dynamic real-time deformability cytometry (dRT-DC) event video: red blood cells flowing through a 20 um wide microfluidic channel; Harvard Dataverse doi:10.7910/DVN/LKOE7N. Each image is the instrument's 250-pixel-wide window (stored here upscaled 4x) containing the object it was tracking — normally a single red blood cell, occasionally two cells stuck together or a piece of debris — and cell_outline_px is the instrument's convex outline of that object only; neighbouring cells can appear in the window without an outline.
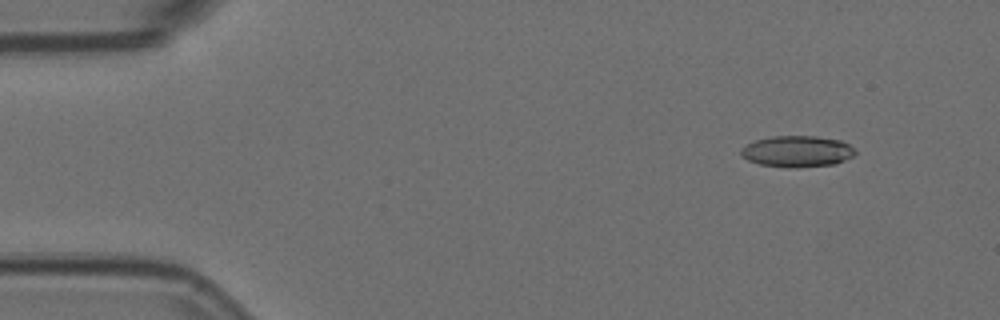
{"species": "Egyptian fruit bat (a non-hibernating species)", "species_latin": "Rousettus aegyptiacus", "temperature_condition": "room temperature", "stored_images_in_passage": 5, "segment_of_instrument_passage": [1, 2], "camera_frame_rate_fps": 3000, "um_per_image_px": 0.085, "animal": {"sex": "female"}, "frame": {"image": 1, "passage_image": 1, "time_ms": 0.0, "image_size_px": [1000, 320], "cell_outline_px": [[856, 152], [852, 156], [836, 164], [796, 168], [788, 168], [760, 164], [748, 160], [740, 156], [740, 148], [756, 140], [772, 136], [816, 136], [840, 140], [856, 148]], "centroid_in_image_um": [67.76, 12.87], "position_along_channel_um": 17.2, "area_um2": 20.98}}
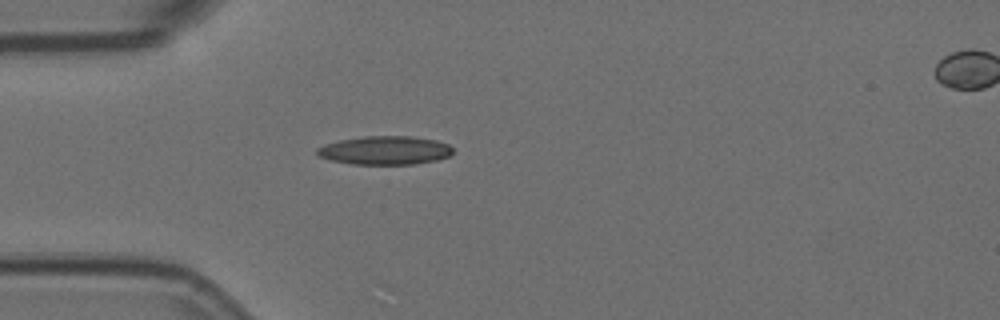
{"frame": {"image": 2, "passage_image": 4, "time_ms": 1.0, "image_size_px": [1000, 320], "cell_outline_px": [[452, 152], [448, 156], [436, 160], [416, 164], [352, 164], [332, 160], [320, 156], [316, 152], [316, 148], [324, 144], [340, 140], [364, 136], [412, 136], [436, 140], [448, 144], [452, 148]], "centroid_in_image_um": [32.72, 12.77], "position_along_channel_um": 52.3, "area_um2": 22.54}}